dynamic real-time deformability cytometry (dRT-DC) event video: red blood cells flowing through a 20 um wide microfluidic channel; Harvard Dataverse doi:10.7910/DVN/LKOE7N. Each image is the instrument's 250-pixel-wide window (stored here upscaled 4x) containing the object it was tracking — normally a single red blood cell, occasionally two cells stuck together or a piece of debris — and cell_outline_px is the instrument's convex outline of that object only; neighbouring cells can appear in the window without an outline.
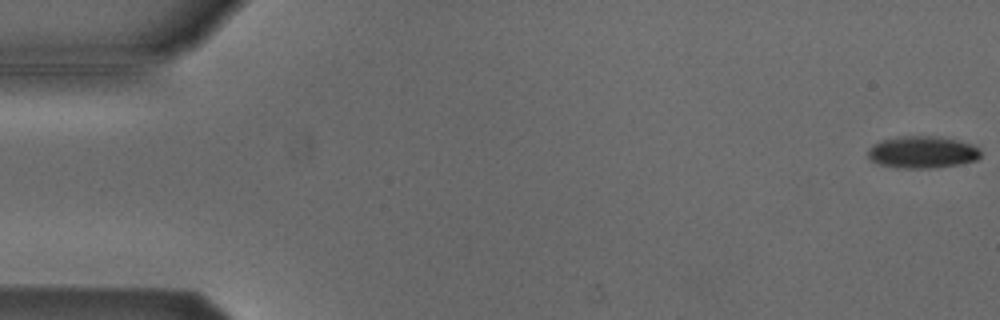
{"species": "Egyptian fruit bat (a non-hibernating species)", "species_latin": "Rousettus aegyptiacus", "temperature_condition": "cold", "stored_images_in_passage": 13, "camera_frame_rate_fps": 3000, "um_per_image_px": 0.085, "animal": {"sex": "male"}, "frame": {"image": 1, "passage_image": 1, "time_ms": 0.0, "image_size_px": [1000, 320], "cell_outline_px": [[980, 156], [976, 160], [960, 164], [928, 168], [904, 168], [880, 164], [872, 160], [868, 156], [868, 152], [872, 144], [884, 140], [900, 136], [936, 136], [956, 140], [972, 144], [980, 148]], "centroid_in_image_um": [78.42, 12.93], "position_along_channel_um": 6.6, "area_um2": 20.81}}